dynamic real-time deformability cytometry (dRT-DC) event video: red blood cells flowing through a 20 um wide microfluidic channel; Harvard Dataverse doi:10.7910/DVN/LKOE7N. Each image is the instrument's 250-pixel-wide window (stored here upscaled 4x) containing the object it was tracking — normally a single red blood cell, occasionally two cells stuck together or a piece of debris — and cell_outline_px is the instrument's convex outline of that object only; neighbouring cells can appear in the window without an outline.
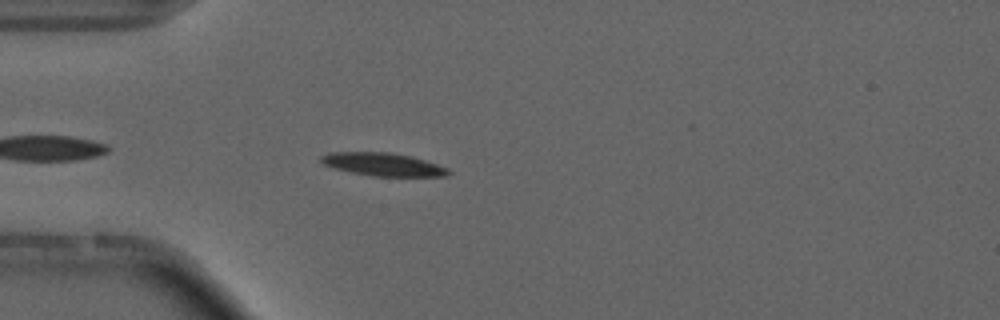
{"species": "common noctule bat (a hibernating species)", "species_latin": "Nyctalus noctula", "temperature_condition": "cold", "stored_images_in_passage": 1, "camera_frame_rate_fps": 3000, "um_per_image_px": 0.085, "animal": {"sex": "male", "forearm_length_mm": 52.5}, "frame": {"image": 1, "passage_image": 1, "time_ms": 0.0, "image_size_px": [1000, 320], "cell_outline_px": [[452, 172], [448, 176], [372, 176], [352, 172], [336, 168], [324, 164], [320, 160], [320, 156], [328, 152], [388, 152], [412, 156], [448, 168]], "centroid_in_image_um": [32.57, 13.97], "position_along_channel_um": 52.4, "area_um2": 16.99}}